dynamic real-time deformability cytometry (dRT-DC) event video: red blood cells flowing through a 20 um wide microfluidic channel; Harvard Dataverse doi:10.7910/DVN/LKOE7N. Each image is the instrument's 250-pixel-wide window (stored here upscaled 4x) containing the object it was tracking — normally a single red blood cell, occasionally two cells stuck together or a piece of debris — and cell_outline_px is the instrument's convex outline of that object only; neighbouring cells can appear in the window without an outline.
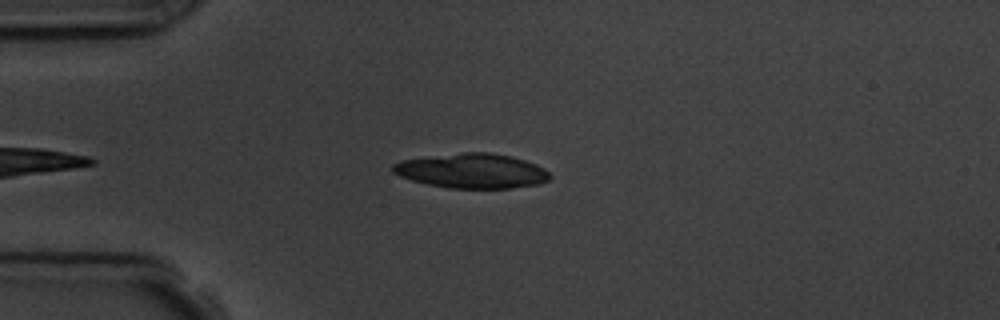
{"species": "common noctule bat (a hibernating species)", "species_latin": "Nyctalus noctula", "temperature_condition": "room temperature", "stored_images_in_passage": 1, "camera_frame_rate_fps": 3000, "um_per_image_px": 0.085, "animal": {"sex": "male", "body_mass_g": 19.5, "forearm_length_mm": 54.6}, "frame": {"image": 1, "passage_image": 1, "time_ms": 0.0, "image_size_px": [1000, 320], "cell_outline_px": [[552, 176], [548, 180], [540, 184], [508, 188], [448, 188], [428, 184], [412, 180], [400, 176], [392, 172], [392, 164], [400, 160], [464, 152], [488, 152], [512, 156], [536, 164], [544, 168]], "centroid_in_image_um": [40.12, 14.52], "position_along_channel_um": 44.9, "area_um2": 31.73}}